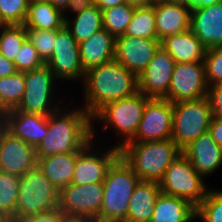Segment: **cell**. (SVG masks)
<instances>
[{"label": "cell", "mask_w": 222, "mask_h": 222, "mask_svg": "<svg viewBox=\"0 0 222 222\" xmlns=\"http://www.w3.org/2000/svg\"><path fill=\"white\" fill-rule=\"evenodd\" d=\"M68 222H92V221H86V220H69Z\"/></svg>", "instance_id": "50"}, {"label": "cell", "mask_w": 222, "mask_h": 222, "mask_svg": "<svg viewBox=\"0 0 222 222\" xmlns=\"http://www.w3.org/2000/svg\"><path fill=\"white\" fill-rule=\"evenodd\" d=\"M161 47L170 54L175 63L204 61L207 50L190 29L165 37L161 40Z\"/></svg>", "instance_id": "23"}, {"label": "cell", "mask_w": 222, "mask_h": 222, "mask_svg": "<svg viewBox=\"0 0 222 222\" xmlns=\"http://www.w3.org/2000/svg\"><path fill=\"white\" fill-rule=\"evenodd\" d=\"M135 7L125 3L102 11L103 28L117 37L123 35L131 22Z\"/></svg>", "instance_id": "32"}, {"label": "cell", "mask_w": 222, "mask_h": 222, "mask_svg": "<svg viewBox=\"0 0 222 222\" xmlns=\"http://www.w3.org/2000/svg\"><path fill=\"white\" fill-rule=\"evenodd\" d=\"M65 27L71 32L75 40L81 43L103 29L102 10L94 5L81 11L73 19L66 16Z\"/></svg>", "instance_id": "28"}, {"label": "cell", "mask_w": 222, "mask_h": 222, "mask_svg": "<svg viewBox=\"0 0 222 222\" xmlns=\"http://www.w3.org/2000/svg\"><path fill=\"white\" fill-rule=\"evenodd\" d=\"M78 107L70 110L61 107L48 115L47 135L35 148L37 158L77 153L92 140L91 116Z\"/></svg>", "instance_id": "2"}, {"label": "cell", "mask_w": 222, "mask_h": 222, "mask_svg": "<svg viewBox=\"0 0 222 222\" xmlns=\"http://www.w3.org/2000/svg\"><path fill=\"white\" fill-rule=\"evenodd\" d=\"M45 65L59 81L83 82L85 72L80 60L79 43L65 26L57 30L53 53Z\"/></svg>", "instance_id": "13"}, {"label": "cell", "mask_w": 222, "mask_h": 222, "mask_svg": "<svg viewBox=\"0 0 222 222\" xmlns=\"http://www.w3.org/2000/svg\"><path fill=\"white\" fill-rule=\"evenodd\" d=\"M204 222H222V190L209 189L206 197L196 207V219Z\"/></svg>", "instance_id": "34"}, {"label": "cell", "mask_w": 222, "mask_h": 222, "mask_svg": "<svg viewBox=\"0 0 222 222\" xmlns=\"http://www.w3.org/2000/svg\"><path fill=\"white\" fill-rule=\"evenodd\" d=\"M204 181L192 163L181 153L166 169L159 184L161 192L186 199L197 207L209 191Z\"/></svg>", "instance_id": "8"}, {"label": "cell", "mask_w": 222, "mask_h": 222, "mask_svg": "<svg viewBox=\"0 0 222 222\" xmlns=\"http://www.w3.org/2000/svg\"><path fill=\"white\" fill-rule=\"evenodd\" d=\"M25 92L15 110L48 116L61 106L54 103L57 79L47 65L24 72ZM56 88V89H55ZM54 93V94H53Z\"/></svg>", "instance_id": "9"}, {"label": "cell", "mask_w": 222, "mask_h": 222, "mask_svg": "<svg viewBox=\"0 0 222 222\" xmlns=\"http://www.w3.org/2000/svg\"><path fill=\"white\" fill-rule=\"evenodd\" d=\"M160 192L158 182L140 180L129 198L126 222H150Z\"/></svg>", "instance_id": "24"}, {"label": "cell", "mask_w": 222, "mask_h": 222, "mask_svg": "<svg viewBox=\"0 0 222 222\" xmlns=\"http://www.w3.org/2000/svg\"><path fill=\"white\" fill-rule=\"evenodd\" d=\"M17 71L26 72L36 70L45 65L38 55L37 49L26 39L14 60Z\"/></svg>", "instance_id": "37"}, {"label": "cell", "mask_w": 222, "mask_h": 222, "mask_svg": "<svg viewBox=\"0 0 222 222\" xmlns=\"http://www.w3.org/2000/svg\"><path fill=\"white\" fill-rule=\"evenodd\" d=\"M196 207L188 200L160 192L150 222H192Z\"/></svg>", "instance_id": "26"}, {"label": "cell", "mask_w": 222, "mask_h": 222, "mask_svg": "<svg viewBox=\"0 0 222 222\" xmlns=\"http://www.w3.org/2000/svg\"><path fill=\"white\" fill-rule=\"evenodd\" d=\"M123 35L157 39L154 4L135 8L131 22Z\"/></svg>", "instance_id": "31"}, {"label": "cell", "mask_w": 222, "mask_h": 222, "mask_svg": "<svg viewBox=\"0 0 222 222\" xmlns=\"http://www.w3.org/2000/svg\"><path fill=\"white\" fill-rule=\"evenodd\" d=\"M182 154L203 177L211 176L222 165V148L206 132L182 149Z\"/></svg>", "instance_id": "20"}, {"label": "cell", "mask_w": 222, "mask_h": 222, "mask_svg": "<svg viewBox=\"0 0 222 222\" xmlns=\"http://www.w3.org/2000/svg\"><path fill=\"white\" fill-rule=\"evenodd\" d=\"M25 28L38 30H59L65 26L63 11L46 0H30Z\"/></svg>", "instance_id": "27"}, {"label": "cell", "mask_w": 222, "mask_h": 222, "mask_svg": "<svg viewBox=\"0 0 222 222\" xmlns=\"http://www.w3.org/2000/svg\"><path fill=\"white\" fill-rule=\"evenodd\" d=\"M182 150L172 138L161 141L125 143L120 156L142 181L160 182L170 164Z\"/></svg>", "instance_id": "3"}, {"label": "cell", "mask_w": 222, "mask_h": 222, "mask_svg": "<svg viewBox=\"0 0 222 222\" xmlns=\"http://www.w3.org/2000/svg\"><path fill=\"white\" fill-rule=\"evenodd\" d=\"M77 153H62L37 158V167L59 191L72 183Z\"/></svg>", "instance_id": "25"}, {"label": "cell", "mask_w": 222, "mask_h": 222, "mask_svg": "<svg viewBox=\"0 0 222 222\" xmlns=\"http://www.w3.org/2000/svg\"><path fill=\"white\" fill-rule=\"evenodd\" d=\"M150 97L137 92L135 95L107 103L92 117V139L95 138L94 122L102 123V131L114 129L115 135L121 137L118 148L130 141L136 134L144 108Z\"/></svg>", "instance_id": "5"}, {"label": "cell", "mask_w": 222, "mask_h": 222, "mask_svg": "<svg viewBox=\"0 0 222 222\" xmlns=\"http://www.w3.org/2000/svg\"><path fill=\"white\" fill-rule=\"evenodd\" d=\"M94 143L95 141L93 142V139L90 140L79 152H77V161L72 184L85 185L103 182L109 167L120 156V148L115 146V144L105 151L101 150L99 147L98 150H96L94 146L97 144L95 143L94 145Z\"/></svg>", "instance_id": "14"}, {"label": "cell", "mask_w": 222, "mask_h": 222, "mask_svg": "<svg viewBox=\"0 0 222 222\" xmlns=\"http://www.w3.org/2000/svg\"><path fill=\"white\" fill-rule=\"evenodd\" d=\"M220 0H186V5L190 7V9L201 8L208 5H213L218 3Z\"/></svg>", "instance_id": "45"}, {"label": "cell", "mask_w": 222, "mask_h": 222, "mask_svg": "<svg viewBox=\"0 0 222 222\" xmlns=\"http://www.w3.org/2000/svg\"><path fill=\"white\" fill-rule=\"evenodd\" d=\"M204 64L208 86L222 82V47L207 49Z\"/></svg>", "instance_id": "38"}, {"label": "cell", "mask_w": 222, "mask_h": 222, "mask_svg": "<svg viewBox=\"0 0 222 222\" xmlns=\"http://www.w3.org/2000/svg\"><path fill=\"white\" fill-rule=\"evenodd\" d=\"M174 66V59L160 47L138 76V91L150 98H165L169 93Z\"/></svg>", "instance_id": "17"}, {"label": "cell", "mask_w": 222, "mask_h": 222, "mask_svg": "<svg viewBox=\"0 0 222 222\" xmlns=\"http://www.w3.org/2000/svg\"><path fill=\"white\" fill-rule=\"evenodd\" d=\"M166 3H174V4H186V0H160Z\"/></svg>", "instance_id": "48"}, {"label": "cell", "mask_w": 222, "mask_h": 222, "mask_svg": "<svg viewBox=\"0 0 222 222\" xmlns=\"http://www.w3.org/2000/svg\"><path fill=\"white\" fill-rule=\"evenodd\" d=\"M3 128L36 148L48 132V116L9 110L3 114Z\"/></svg>", "instance_id": "18"}, {"label": "cell", "mask_w": 222, "mask_h": 222, "mask_svg": "<svg viewBox=\"0 0 222 222\" xmlns=\"http://www.w3.org/2000/svg\"><path fill=\"white\" fill-rule=\"evenodd\" d=\"M70 219L58 208L30 215L19 222H68Z\"/></svg>", "instance_id": "39"}, {"label": "cell", "mask_w": 222, "mask_h": 222, "mask_svg": "<svg viewBox=\"0 0 222 222\" xmlns=\"http://www.w3.org/2000/svg\"><path fill=\"white\" fill-rule=\"evenodd\" d=\"M17 72L15 63L13 61L7 60L0 53V78L7 77Z\"/></svg>", "instance_id": "43"}, {"label": "cell", "mask_w": 222, "mask_h": 222, "mask_svg": "<svg viewBox=\"0 0 222 222\" xmlns=\"http://www.w3.org/2000/svg\"><path fill=\"white\" fill-rule=\"evenodd\" d=\"M139 181L134 170L119 156L106 173L102 206L94 222H126L129 198Z\"/></svg>", "instance_id": "4"}, {"label": "cell", "mask_w": 222, "mask_h": 222, "mask_svg": "<svg viewBox=\"0 0 222 222\" xmlns=\"http://www.w3.org/2000/svg\"><path fill=\"white\" fill-rule=\"evenodd\" d=\"M104 194L103 182L70 184L59 190L58 208L70 220L94 222L100 213Z\"/></svg>", "instance_id": "10"}, {"label": "cell", "mask_w": 222, "mask_h": 222, "mask_svg": "<svg viewBox=\"0 0 222 222\" xmlns=\"http://www.w3.org/2000/svg\"><path fill=\"white\" fill-rule=\"evenodd\" d=\"M95 5V0H70L69 3L67 4V7L63 10V17L65 19V17L67 15H65V12L70 11L72 12L74 15L79 14L81 11L92 7Z\"/></svg>", "instance_id": "41"}, {"label": "cell", "mask_w": 222, "mask_h": 222, "mask_svg": "<svg viewBox=\"0 0 222 222\" xmlns=\"http://www.w3.org/2000/svg\"><path fill=\"white\" fill-rule=\"evenodd\" d=\"M207 98L213 116L222 118V82L208 86Z\"/></svg>", "instance_id": "40"}, {"label": "cell", "mask_w": 222, "mask_h": 222, "mask_svg": "<svg viewBox=\"0 0 222 222\" xmlns=\"http://www.w3.org/2000/svg\"><path fill=\"white\" fill-rule=\"evenodd\" d=\"M25 92L24 72L0 78V113L16 109Z\"/></svg>", "instance_id": "29"}, {"label": "cell", "mask_w": 222, "mask_h": 222, "mask_svg": "<svg viewBox=\"0 0 222 222\" xmlns=\"http://www.w3.org/2000/svg\"><path fill=\"white\" fill-rule=\"evenodd\" d=\"M36 167L35 148L2 128L0 130V171L22 176Z\"/></svg>", "instance_id": "16"}, {"label": "cell", "mask_w": 222, "mask_h": 222, "mask_svg": "<svg viewBox=\"0 0 222 222\" xmlns=\"http://www.w3.org/2000/svg\"><path fill=\"white\" fill-rule=\"evenodd\" d=\"M83 109L92 117L111 101L135 95L138 77L115 59L85 72Z\"/></svg>", "instance_id": "1"}, {"label": "cell", "mask_w": 222, "mask_h": 222, "mask_svg": "<svg viewBox=\"0 0 222 222\" xmlns=\"http://www.w3.org/2000/svg\"><path fill=\"white\" fill-rule=\"evenodd\" d=\"M27 39L37 49L38 55L46 63L54 50L57 30H38L35 28H25Z\"/></svg>", "instance_id": "35"}, {"label": "cell", "mask_w": 222, "mask_h": 222, "mask_svg": "<svg viewBox=\"0 0 222 222\" xmlns=\"http://www.w3.org/2000/svg\"><path fill=\"white\" fill-rule=\"evenodd\" d=\"M30 0H0V24L23 25Z\"/></svg>", "instance_id": "36"}, {"label": "cell", "mask_w": 222, "mask_h": 222, "mask_svg": "<svg viewBox=\"0 0 222 222\" xmlns=\"http://www.w3.org/2000/svg\"><path fill=\"white\" fill-rule=\"evenodd\" d=\"M160 47L159 39L120 35L116 37L114 59L138 77Z\"/></svg>", "instance_id": "15"}, {"label": "cell", "mask_w": 222, "mask_h": 222, "mask_svg": "<svg viewBox=\"0 0 222 222\" xmlns=\"http://www.w3.org/2000/svg\"><path fill=\"white\" fill-rule=\"evenodd\" d=\"M59 191L36 167L20 176L15 222L58 207Z\"/></svg>", "instance_id": "6"}, {"label": "cell", "mask_w": 222, "mask_h": 222, "mask_svg": "<svg viewBox=\"0 0 222 222\" xmlns=\"http://www.w3.org/2000/svg\"><path fill=\"white\" fill-rule=\"evenodd\" d=\"M20 176L0 171V217L15 222Z\"/></svg>", "instance_id": "30"}, {"label": "cell", "mask_w": 222, "mask_h": 222, "mask_svg": "<svg viewBox=\"0 0 222 222\" xmlns=\"http://www.w3.org/2000/svg\"><path fill=\"white\" fill-rule=\"evenodd\" d=\"M208 84L204 61L175 63L169 93L172 103L207 97Z\"/></svg>", "instance_id": "12"}, {"label": "cell", "mask_w": 222, "mask_h": 222, "mask_svg": "<svg viewBox=\"0 0 222 222\" xmlns=\"http://www.w3.org/2000/svg\"><path fill=\"white\" fill-rule=\"evenodd\" d=\"M208 132L215 142L222 148V118L213 116Z\"/></svg>", "instance_id": "42"}, {"label": "cell", "mask_w": 222, "mask_h": 222, "mask_svg": "<svg viewBox=\"0 0 222 222\" xmlns=\"http://www.w3.org/2000/svg\"><path fill=\"white\" fill-rule=\"evenodd\" d=\"M157 39L182 33L190 29L191 9L186 4L154 3Z\"/></svg>", "instance_id": "21"}, {"label": "cell", "mask_w": 222, "mask_h": 222, "mask_svg": "<svg viewBox=\"0 0 222 222\" xmlns=\"http://www.w3.org/2000/svg\"><path fill=\"white\" fill-rule=\"evenodd\" d=\"M46 1L50 2L53 6L63 11L67 7V4L69 3L70 0H46Z\"/></svg>", "instance_id": "47"}, {"label": "cell", "mask_w": 222, "mask_h": 222, "mask_svg": "<svg viewBox=\"0 0 222 222\" xmlns=\"http://www.w3.org/2000/svg\"><path fill=\"white\" fill-rule=\"evenodd\" d=\"M115 46L116 37L104 28L79 43L80 60L84 72L114 60Z\"/></svg>", "instance_id": "22"}, {"label": "cell", "mask_w": 222, "mask_h": 222, "mask_svg": "<svg viewBox=\"0 0 222 222\" xmlns=\"http://www.w3.org/2000/svg\"><path fill=\"white\" fill-rule=\"evenodd\" d=\"M26 39L24 25H0V53L7 60L14 62Z\"/></svg>", "instance_id": "33"}, {"label": "cell", "mask_w": 222, "mask_h": 222, "mask_svg": "<svg viewBox=\"0 0 222 222\" xmlns=\"http://www.w3.org/2000/svg\"><path fill=\"white\" fill-rule=\"evenodd\" d=\"M213 114L207 97L173 103L172 139L182 150L208 132Z\"/></svg>", "instance_id": "7"}, {"label": "cell", "mask_w": 222, "mask_h": 222, "mask_svg": "<svg viewBox=\"0 0 222 222\" xmlns=\"http://www.w3.org/2000/svg\"><path fill=\"white\" fill-rule=\"evenodd\" d=\"M190 30L206 49L222 47V0L213 5L192 9Z\"/></svg>", "instance_id": "19"}, {"label": "cell", "mask_w": 222, "mask_h": 222, "mask_svg": "<svg viewBox=\"0 0 222 222\" xmlns=\"http://www.w3.org/2000/svg\"><path fill=\"white\" fill-rule=\"evenodd\" d=\"M125 3L126 0H95V5L102 11Z\"/></svg>", "instance_id": "44"}, {"label": "cell", "mask_w": 222, "mask_h": 222, "mask_svg": "<svg viewBox=\"0 0 222 222\" xmlns=\"http://www.w3.org/2000/svg\"><path fill=\"white\" fill-rule=\"evenodd\" d=\"M3 128V115L0 113V130Z\"/></svg>", "instance_id": "49"}, {"label": "cell", "mask_w": 222, "mask_h": 222, "mask_svg": "<svg viewBox=\"0 0 222 222\" xmlns=\"http://www.w3.org/2000/svg\"><path fill=\"white\" fill-rule=\"evenodd\" d=\"M127 4L137 7H147L153 5L157 0H126Z\"/></svg>", "instance_id": "46"}, {"label": "cell", "mask_w": 222, "mask_h": 222, "mask_svg": "<svg viewBox=\"0 0 222 222\" xmlns=\"http://www.w3.org/2000/svg\"><path fill=\"white\" fill-rule=\"evenodd\" d=\"M173 103L166 98H150L135 136L127 143L161 141L172 138Z\"/></svg>", "instance_id": "11"}]
</instances>
